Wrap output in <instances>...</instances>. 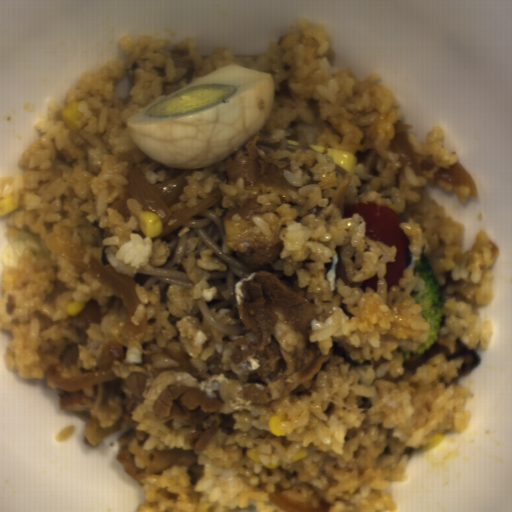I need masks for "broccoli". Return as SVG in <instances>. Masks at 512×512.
I'll use <instances>...</instances> for the list:
<instances>
[{
  "instance_id": "obj_1",
  "label": "broccoli",
  "mask_w": 512,
  "mask_h": 512,
  "mask_svg": "<svg viewBox=\"0 0 512 512\" xmlns=\"http://www.w3.org/2000/svg\"><path fill=\"white\" fill-rule=\"evenodd\" d=\"M414 265L422 279L423 287L420 290H413L412 297L418 303L421 315L428 323V329L426 330L428 338L416 349L402 351L401 355L404 361L410 359L413 354H424L438 340L443 318L442 308L445 303L441 295L439 282L428 261L420 257L414 261Z\"/></svg>"
}]
</instances>
